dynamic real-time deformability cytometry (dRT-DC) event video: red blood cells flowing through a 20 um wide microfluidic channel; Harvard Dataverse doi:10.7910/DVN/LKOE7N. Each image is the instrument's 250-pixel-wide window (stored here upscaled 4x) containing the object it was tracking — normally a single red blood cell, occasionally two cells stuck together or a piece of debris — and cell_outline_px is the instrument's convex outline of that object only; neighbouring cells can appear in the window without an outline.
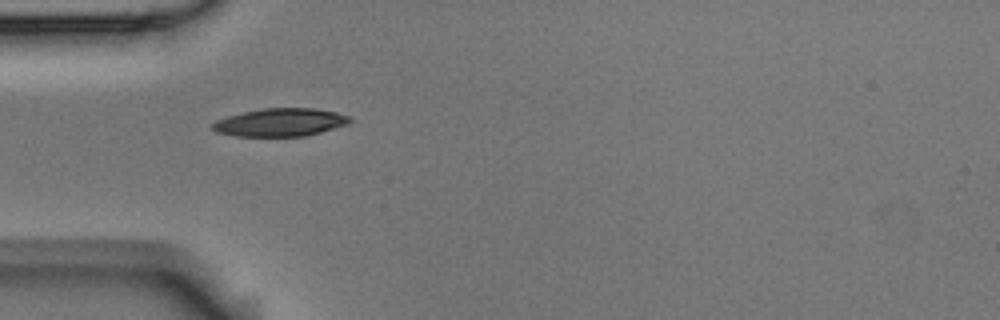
{"species": "Egyptian fruit bat (a non-hibernating species)", "species_latin": "Rousettus aegyptiacus", "temperature_condition": "room temperature", "stored_images_in_passage": 4, "camera_frame_rate_fps": 3000, "um_per_image_px": 0.085, "animal": {"sex": "male"}, "frame": {"image": 1, "passage_image": 3, "time_ms": 0.667, "image_size_px": [1000, 320], "cell_outline_px": [[352, 120], [348, 124], [320, 132], [304, 136], [236, 136], [216, 132], [208, 124], [216, 120], [228, 116], [244, 112], [264, 108], [316, 108], [336, 112], [352, 116]], "centroid_in_image_um": [23.83, 10.39], "position_along_channel_um": 61.2, "area_um2": 22.48}}
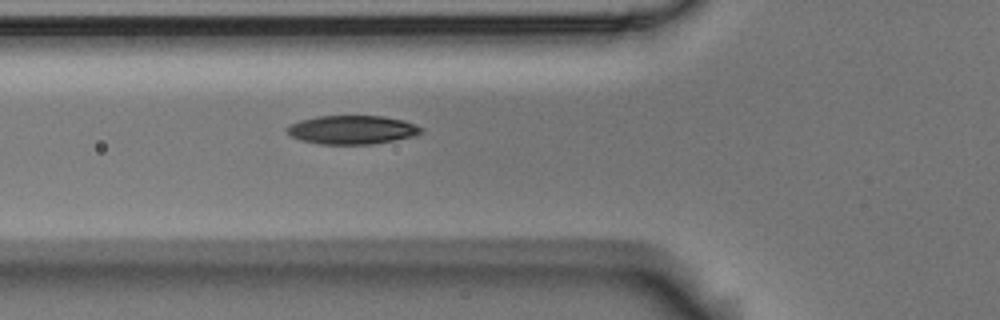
{"frame": {"image": 2, "passage_image": 4, "time_ms": 1.0, "image_size_px": [1000, 320], "cell_outline_px": [[424, 132], [412, 136], [372, 144], [320, 144], [300, 140], [292, 136], [284, 128], [288, 124], [300, 120], [316, 116], [384, 116], [404, 120], [424, 128]], "centroid_in_image_um": [29.91, 11.02], "position_along_channel_um": 95.9, "area_um2": 22.48}}